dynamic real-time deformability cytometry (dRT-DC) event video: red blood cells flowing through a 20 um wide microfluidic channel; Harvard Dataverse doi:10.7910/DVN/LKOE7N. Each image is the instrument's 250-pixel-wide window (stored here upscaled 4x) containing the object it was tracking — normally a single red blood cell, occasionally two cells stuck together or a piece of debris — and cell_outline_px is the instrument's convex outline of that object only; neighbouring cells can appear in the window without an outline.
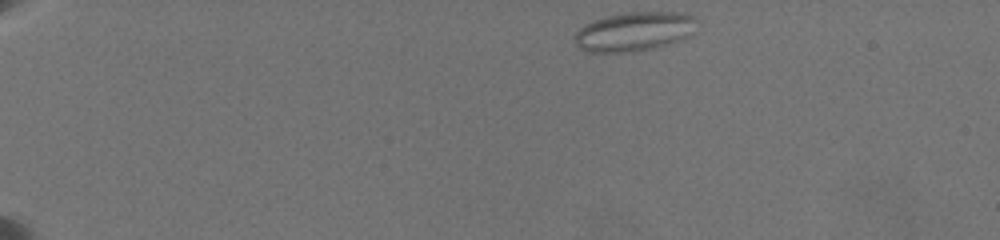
{"species": "common noctule bat (a hibernating species)", "species_latin": "Nyctalus noctula", "temperature_condition": "warm", "stored_images_in_passage": 16, "camera_frame_rate_fps": 3000, "um_per_image_px": 0.085, "animal": {"sex": "female", "body_mass_g": 19.5, "forearm_length_mm": 54.1}, "frame": {"image": 1, "passage_image": 1, "time_ms": 0.0, "image_size_px": [1000, 240], "cell_outline_px": [[692, 32], [684, 40], [636, 52], [588, 52], [580, 48], [572, 40], [576, 32], [584, 24], [608, 16], [632, 12], [680, 12], [692, 16]], "centroid_in_image_um": [53.85, 2.7], "position_along_channel_um": 31.2, "area_um2": 27.57}}
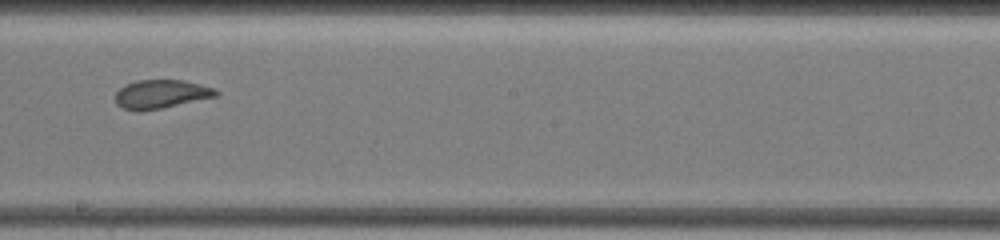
{"frame": {"image": 2, "passage_image": 10, "time_ms": 9.0, "image_size_px": [1000, 240], "cell_outline_px": [[220, 92], [216, 96], [160, 108], [140, 112], [136, 112], [120, 108], [116, 104], [116, 92], [120, 88], [136, 80], [184, 80], [216, 88]], "centroid_in_image_um": [13.67, 8.0], "position_along_channel_um": 234.5, "area_um2": 16.82}}
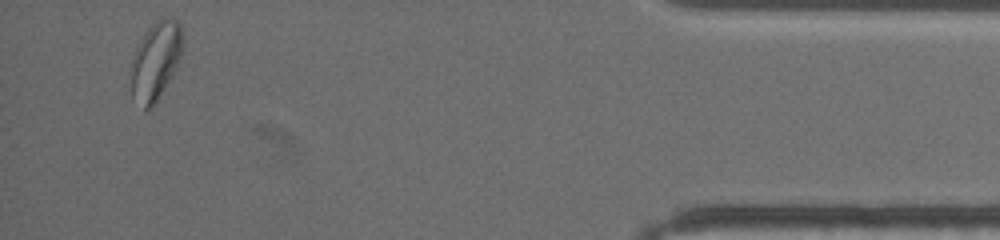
{"frame": {"image": 3, "passage_image": 16, "time_ms": 16.0, "image_size_px": [1000, 240], "cell_outline_px": [[184, 44], [180, 64], [156, 100], [148, 108], [144, 108], [132, 100], [132, 60], [136, 48], [140, 40], [148, 28], [156, 20], [176, 20], [180, 24]], "centroid_in_image_um": [13.26, 5.16], "position_along_channel_um": 421.9, "area_um2": 23.24}, "authors_computed_cell_mechanics": {"area_um2": 19.2185, "velocity_mm_per_s": 3.4755, "shape_relaxation_time_tau1_ms": null, "shape_relaxation_time_tau2_ms": 1.7035, "deformation_change_tau1": null, "deformation_change_tau2": 0.0542}}